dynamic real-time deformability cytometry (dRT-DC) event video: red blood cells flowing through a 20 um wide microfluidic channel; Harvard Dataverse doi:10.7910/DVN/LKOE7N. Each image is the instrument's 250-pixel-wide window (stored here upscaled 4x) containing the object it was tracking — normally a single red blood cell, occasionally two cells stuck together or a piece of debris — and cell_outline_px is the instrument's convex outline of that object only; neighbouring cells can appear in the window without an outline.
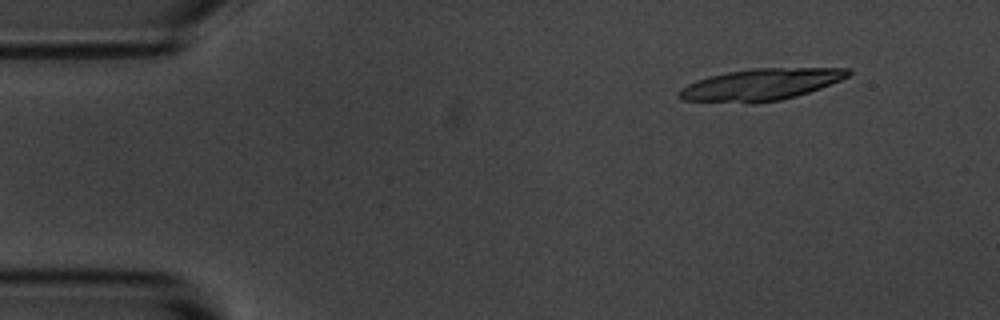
{"species": "common noctule bat (a hibernating species)", "species_latin": "Nyctalus noctula", "temperature_condition": "room temperature", "stored_images_in_passage": 18, "camera_frame_rate_fps": 3000, "um_per_image_px": 0.085, "animal": {"sex": "male", "body_mass_g": 20.1, "forearm_length_mm": 53.5}, "frame": {"image": 1, "passage_image": 6, "time_ms": 1.667, "image_size_px": [1000, 320], "cell_outline_px": [[852, 72], [848, 76], [840, 80], [820, 88], [796, 96], [780, 100], [756, 104], [748, 104], [684, 100], [680, 96], [680, 92], [688, 84], [708, 76], [728, 72], [752, 68], [848, 68]], "centroid_in_image_um": [64.7, 7.19], "position_along_channel_um": 20.3, "area_um2": 31.1}}